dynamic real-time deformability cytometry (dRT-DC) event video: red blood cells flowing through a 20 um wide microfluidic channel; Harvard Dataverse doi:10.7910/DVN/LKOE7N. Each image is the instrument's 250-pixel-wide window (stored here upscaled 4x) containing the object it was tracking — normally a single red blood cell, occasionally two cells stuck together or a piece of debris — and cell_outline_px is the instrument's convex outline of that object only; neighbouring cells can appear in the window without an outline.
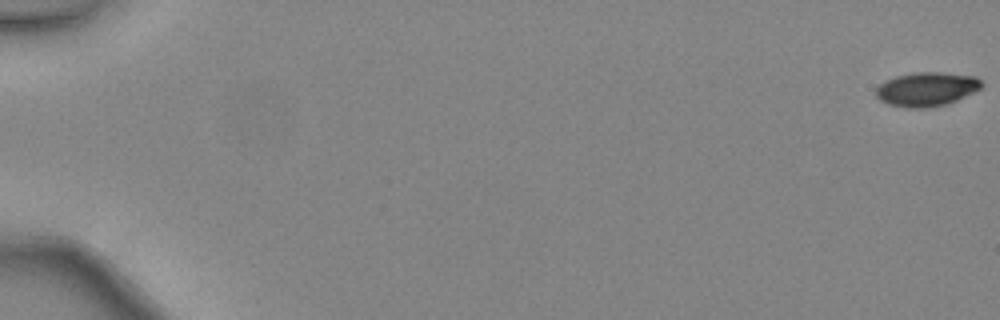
{"species": "common noctule bat (a hibernating species)", "species_latin": "Nyctalus noctula", "temperature_condition": "warm", "stored_images_in_passage": 13, "camera_frame_rate_fps": 3000, "um_per_image_px": 0.085, "animal": {"sex": "female", "body_mass_g": 24.6, "forearm_length_mm": 56.2}, "frame": {"image": 1, "passage_image": 1, "time_ms": 0.0, "image_size_px": [1000, 320], "cell_outline_px": [[980, 88], [956, 100], [944, 104], [924, 108], [908, 108], [888, 104], [880, 100], [876, 96], [876, 88], [880, 84], [896, 76], [912, 72], [940, 72], [976, 76], [980, 80]], "centroid_in_image_um": [78.72, 7.57], "position_along_channel_um": 6.3, "area_um2": 20.63}}